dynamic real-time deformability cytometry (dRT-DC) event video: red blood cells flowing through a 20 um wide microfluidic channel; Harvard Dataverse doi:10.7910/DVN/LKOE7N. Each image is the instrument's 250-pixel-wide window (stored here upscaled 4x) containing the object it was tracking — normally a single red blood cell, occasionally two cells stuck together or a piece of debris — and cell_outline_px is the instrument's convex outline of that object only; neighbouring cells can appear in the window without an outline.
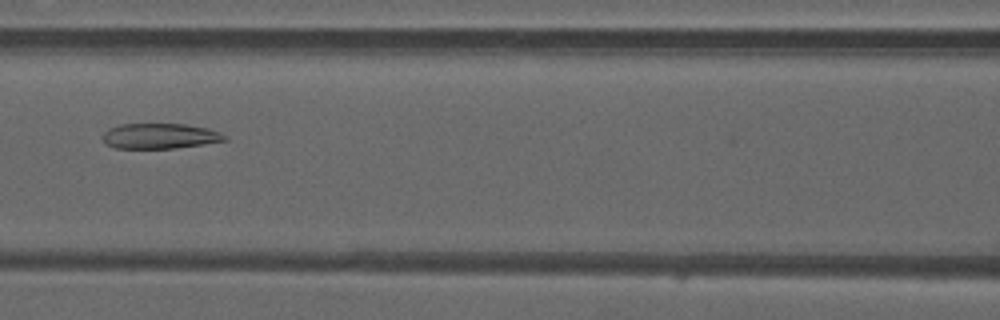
{"species": "common noctule bat (a hibernating species)", "species_latin": "Nyctalus noctula", "temperature_condition": "warm", "stored_images_in_passage": 27, "camera_frame_rate_fps": 3000, "um_per_image_px": 0.085, "animal": {"sex": "male", "forearm_length_mm": 52.5}, "frame": {"image": 1, "passage_image": 22, "time_ms": 7.0, "image_size_px": [1000, 320], "cell_outline_px": [[228, 140], [204, 144], [176, 148], [112, 148], [104, 144], [100, 136], [108, 128], [120, 124], [184, 124], [208, 128], [220, 132], [228, 136]], "centroid_in_image_um": [13.55, 11.57], "position_along_channel_um": 153.0, "area_um2": 18.32}}
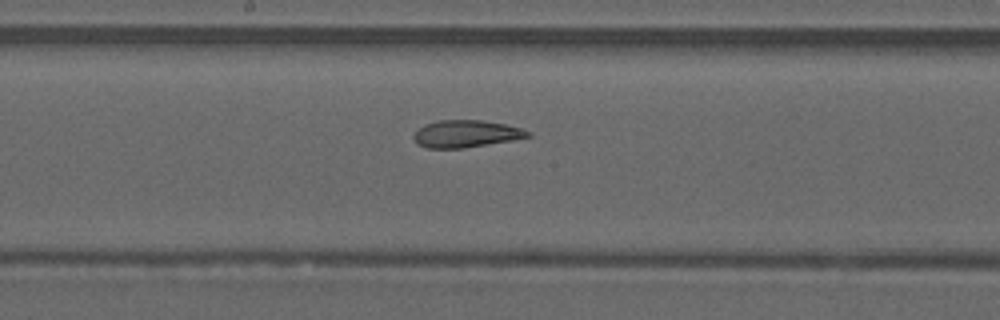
{"frame": {"image": 2, "passage_image": 26, "time_ms": 8.333, "image_size_px": [1000, 320], "cell_outline_px": [[532, 136], [516, 140], [464, 148], [424, 148], [416, 144], [412, 136], [424, 124], [436, 120], [484, 120], [508, 124], [532, 132]], "centroid_in_image_um": [39.64, 11.37], "position_along_channel_um": 208.6, "area_um2": 18.5}}